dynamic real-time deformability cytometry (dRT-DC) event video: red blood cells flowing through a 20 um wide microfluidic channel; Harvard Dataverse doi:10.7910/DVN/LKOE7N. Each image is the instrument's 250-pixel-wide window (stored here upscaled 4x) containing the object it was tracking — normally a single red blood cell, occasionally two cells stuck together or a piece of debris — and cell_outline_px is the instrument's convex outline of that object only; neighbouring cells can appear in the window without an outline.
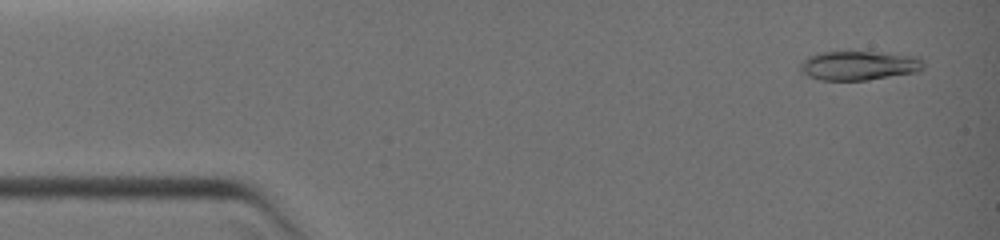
{"species": "common noctule bat (a hibernating species)", "species_latin": "Nyctalus noctula", "temperature_condition": "warm", "stored_images_in_passage": 51, "camera_frame_rate_fps": 3000, "um_per_image_px": 0.085, "animal": {"sex": "female", "body_mass_g": 19.0, "forearm_length_mm": 51.5}, "frame": {"image": 1, "passage_image": 1, "time_ms": 0.0, "image_size_px": [1000, 240], "cell_outline_px": [[924, 68], [916, 72], [868, 80], [820, 80], [808, 76], [800, 68], [800, 64], [808, 56], [816, 52], [880, 52], [920, 56], [924, 60]], "centroid_in_image_um": [73.05, 5.56], "position_along_channel_um": 11.9, "area_um2": 21.15}}
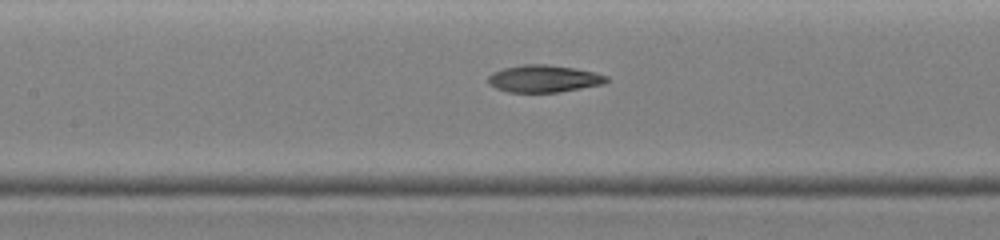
{"frame": {"image": 2, "passage_image": 22, "time_ms": 5.333, "image_size_px": [1000, 240], "cell_outline_px": [[608, 80], [604, 84], [560, 92], [508, 92], [496, 88], [488, 84], [488, 76], [492, 72], [504, 68], [524, 64], [548, 64], [596, 72], [608, 76]], "centroid_in_image_um": [46.22, 6.69], "position_along_channel_um": 161.2, "area_um2": 18.84}}
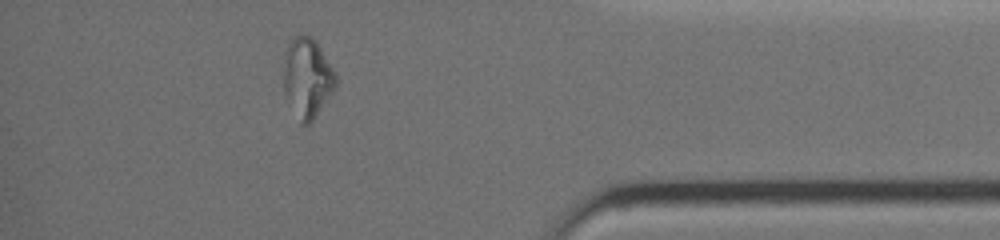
{"frame": {"image": 3, "passage_image": 44, "time_ms": 11.0, "image_size_px": [1000, 240], "cell_outline_px": [[336, 88], [312, 120], [308, 124], [300, 124], [284, 96], [284, 52], [288, 40], [292, 36], [312, 36], [316, 40], [332, 68], [336, 76]], "centroid_in_image_um": [26.08, 6.6], "position_along_channel_um": 409.1, "area_um2": 24.39}}